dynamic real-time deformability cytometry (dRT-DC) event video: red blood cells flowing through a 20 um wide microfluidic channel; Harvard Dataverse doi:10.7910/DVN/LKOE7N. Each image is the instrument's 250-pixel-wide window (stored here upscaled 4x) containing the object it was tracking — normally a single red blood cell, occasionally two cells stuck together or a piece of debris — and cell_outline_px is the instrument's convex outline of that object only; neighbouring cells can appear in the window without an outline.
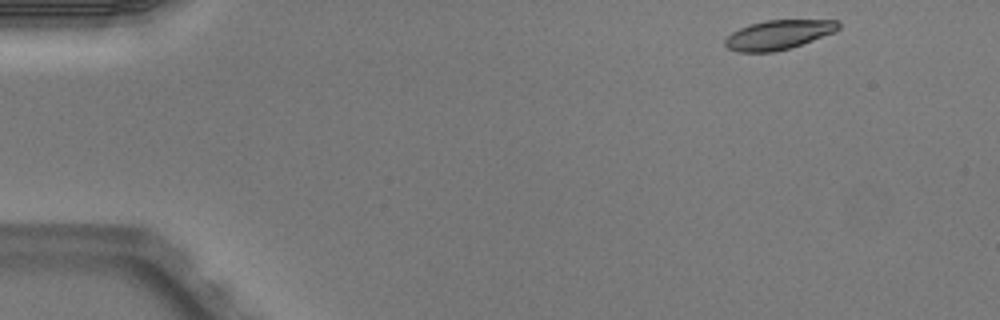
{"species": "Egyptian fruit bat (a non-hibernating species)", "species_latin": "Rousettus aegyptiacus", "temperature_condition": "warm", "stored_images_in_passage": 6, "camera_frame_rate_fps": 3000, "um_per_image_px": 0.085, "animal": {"sex": "male"}, "frame": {"image": 1, "passage_image": 1, "time_ms": 0.0, "image_size_px": [1000, 320], "cell_outline_px": [[840, 28], [836, 32], [792, 48], [772, 52], [736, 52], [728, 48], [724, 44], [724, 40], [732, 32], [748, 24], [764, 20], [836, 20], [840, 24]], "centroid_in_image_um": [66.18, 2.96], "position_along_channel_um": 18.8, "area_um2": 19.65}}
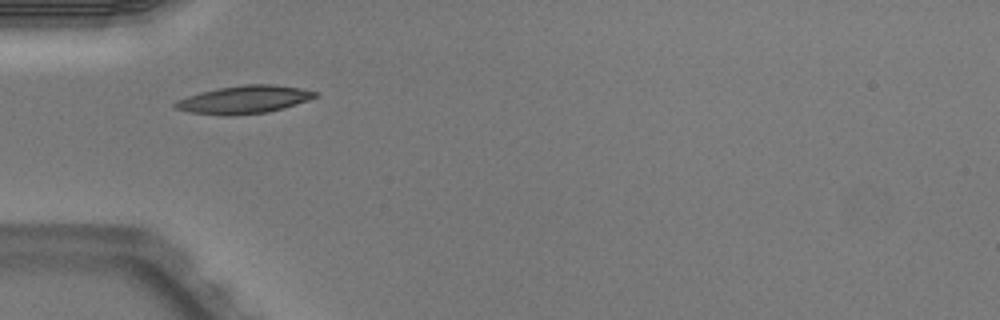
{"frame": {"image": 2, "passage_image": 4, "time_ms": 1.0, "image_size_px": [1000, 320], "cell_outline_px": [[316, 96], [308, 100], [296, 104], [268, 112], [188, 112], [176, 108], [172, 104], [176, 100], [200, 92], [216, 88], [244, 84], [272, 84], [300, 88], [316, 92]], "centroid_in_image_um": [20.77, 8.4], "position_along_channel_um": 64.2, "area_um2": 21.5}}
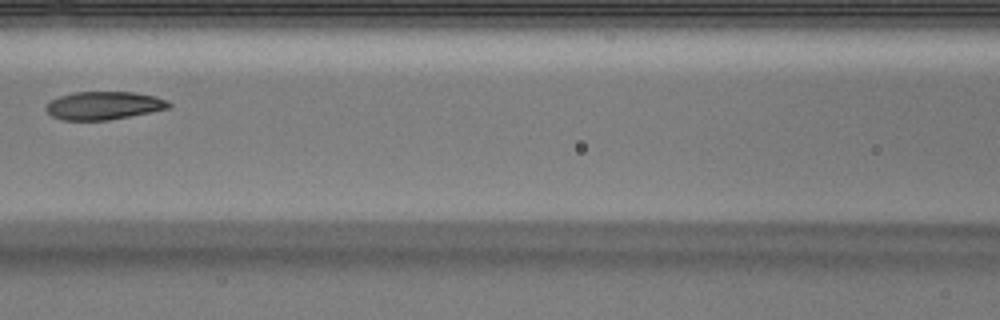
{"frame": {"image": 3, "passage_image": 6, "time_ms": 1.667, "image_size_px": [1000, 320], "cell_outline_px": [[172, 104], [168, 108], [108, 120], [64, 120], [52, 116], [44, 108], [52, 100], [60, 96], [72, 92], [132, 92], [156, 96], [168, 100]], "centroid_in_image_um": [8.82, 8.96], "position_along_channel_um": 157.8, "area_um2": 19.88}}